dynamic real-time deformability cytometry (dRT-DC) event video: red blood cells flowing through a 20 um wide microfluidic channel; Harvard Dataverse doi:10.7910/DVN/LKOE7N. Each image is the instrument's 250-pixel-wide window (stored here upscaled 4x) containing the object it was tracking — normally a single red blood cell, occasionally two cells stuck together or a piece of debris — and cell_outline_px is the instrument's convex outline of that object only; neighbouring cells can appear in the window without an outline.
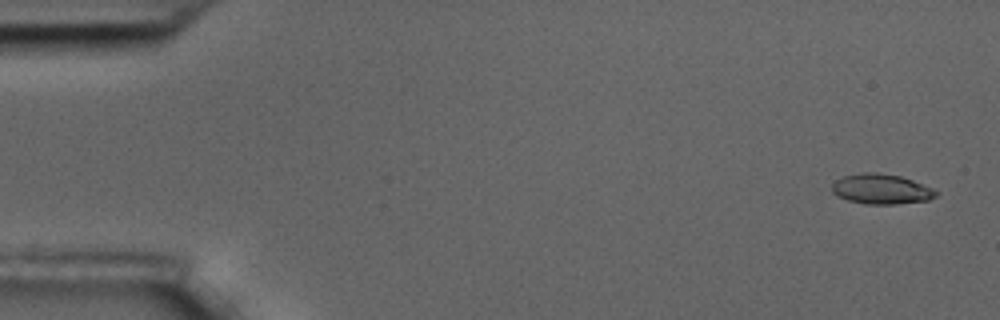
{"species": "common noctule bat (a hibernating species)", "species_latin": "Nyctalus noctula", "temperature_condition": "room temperature", "stored_images_in_passage": 6, "camera_frame_rate_fps": 3000, "um_per_image_px": 0.085, "animal": {"sex": "male", "body_mass_g": 17.5, "forearm_length_mm": 52.3}, "frame": {"image": 1, "passage_image": 1, "time_ms": 0.0, "image_size_px": [1000, 320], "cell_outline_px": [[940, 192], [936, 196], [928, 200], [896, 204], [864, 204], [848, 200], [836, 196], [832, 192], [832, 184], [836, 180], [844, 176], [864, 172], [876, 172], [900, 176], [912, 180], [932, 188]], "centroid_in_image_um": [74.9, 16.07], "position_along_channel_um": 10.1, "area_um2": 18.26}}
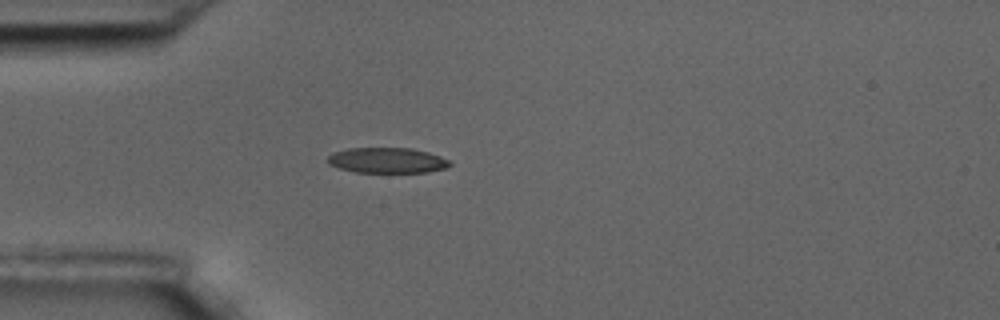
{"frame": {"image": 2, "passage_image": 5, "time_ms": 1.333, "image_size_px": [1000, 320], "cell_outline_px": [[452, 164], [448, 168], [428, 172], [356, 172], [340, 168], [328, 164], [328, 156], [332, 152], [348, 148], [412, 148], [428, 152], [440, 156], [448, 160]], "centroid_in_image_um": [32.92, 13.63], "position_along_channel_um": 52.1, "area_um2": 18.15}}